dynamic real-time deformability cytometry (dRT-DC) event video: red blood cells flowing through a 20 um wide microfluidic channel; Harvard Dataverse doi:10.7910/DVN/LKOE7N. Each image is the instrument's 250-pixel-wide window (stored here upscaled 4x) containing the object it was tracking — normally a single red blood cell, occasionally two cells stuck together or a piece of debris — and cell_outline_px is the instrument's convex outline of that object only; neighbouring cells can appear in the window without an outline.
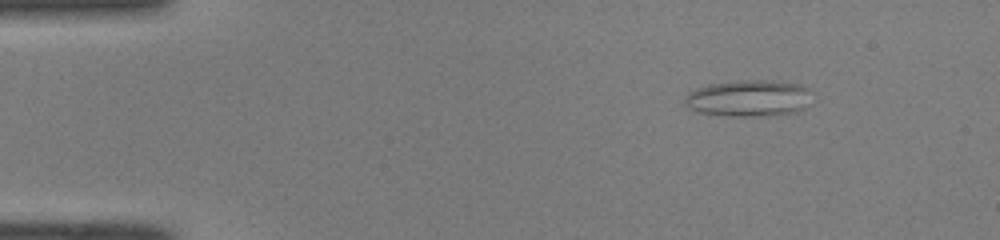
{"species": "common noctule bat (a hibernating species)", "species_latin": "Nyctalus noctula", "temperature_condition": "room temperature", "stored_images_in_passage": 44, "camera_frame_rate_fps": 3000, "um_per_image_px": 0.085, "animal": {"sex": "male", "body_mass_g": 19.0, "forearm_length_mm": 50.8}, "frame": {"image": 1, "passage_image": 1, "time_ms": 0.0, "image_size_px": [1000, 240], "cell_outline_px": [[808, 88], [804, 108], [796, 112], [768, 116], [728, 116], [696, 112], [688, 108], [684, 104], [684, 100], [688, 92], [696, 88], [708, 84], [740, 80], [772, 80], [800, 84]], "centroid_in_image_um": [63.55, 8.35], "position_along_channel_um": 21.5, "area_um2": 27.11}}
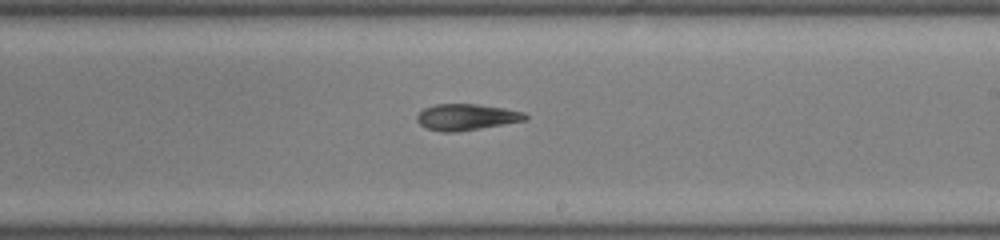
{"frame": {"image": 2, "passage_image": 24, "time_ms": 7.667, "image_size_px": [1000, 240], "cell_outline_px": [[528, 116], [524, 120], [480, 128], [456, 132], [440, 132], [424, 128], [416, 120], [416, 116], [424, 108], [436, 104], [476, 104], [504, 108], [524, 112]], "centroid_in_image_um": [39.59, 9.95], "position_along_channel_um": 249.4, "area_um2": 16.47}}
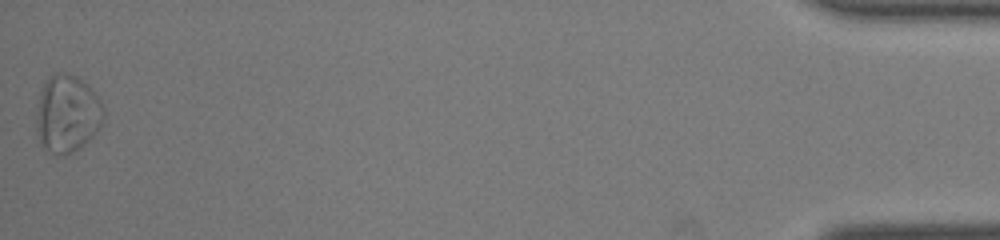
{"frame": {"image": 3, "passage_image": 44, "time_ms": 14.333, "image_size_px": [1000, 240], "cell_outline_px": [[104, 120], [96, 132], [80, 148], [64, 156], [60, 156], [44, 148], [40, 144], [36, 132], [36, 116], [40, 92], [44, 80], [56, 72], [60, 72], [76, 76], [88, 84], [92, 88], [100, 100], [104, 108]], "centroid_in_image_um": [5.71, 9.67], "position_along_channel_um": 429.5, "area_um2": 30.75}, "authors_computed_cell_mechanics": {"area_um2": 18.496, "velocity_mm_per_s": 4.0904, "shape_relaxation_time_tau1_ms": null, "shape_relaxation_time_tau2_ms": 6.6786, "deformation_change_tau1": null, "deformation_change_tau2": 0.1589}}